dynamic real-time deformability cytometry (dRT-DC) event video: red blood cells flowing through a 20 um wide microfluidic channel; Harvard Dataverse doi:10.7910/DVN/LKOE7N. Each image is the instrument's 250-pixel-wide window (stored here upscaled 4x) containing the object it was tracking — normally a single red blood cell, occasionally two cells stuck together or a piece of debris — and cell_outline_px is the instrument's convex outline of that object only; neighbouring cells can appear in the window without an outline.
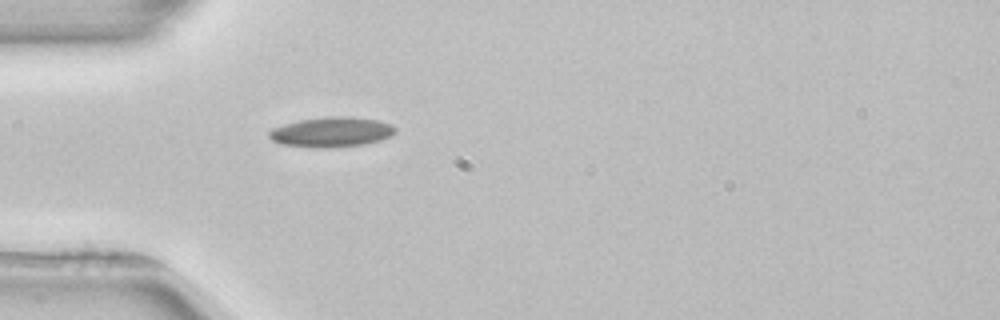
{"species": "common noctule bat (a hibernating species)", "species_latin": "Nyctalus noctula", "temperature_condition": "room temperature", "stored_images_in_passage": 35, "camera_frame_rate_fps": 3000, "um_per_image_px": 0.085, "animal": {"sex": "female", "body_mass_g": 22.7, "forearm_length_mm": 54.2}, "frame": {"image": 1, "passage_image": 1, "time_ms": 0.0, "image_size_px": [1000, 320], "cell_outline_px": [[396, 132], [392, 136], [380, 140], [364, 144], [328, 148], [312, 148], [280, 144], [272, 140], [268, 136], [268, 132], [272, 128], [284, 124], [300, 120], [332, 116], [348, 116], [376, 120], [392, 124], [396, 128]], "centroid_in_image_um": [28.17, 11.23], "position_along_channel_um": 56.8, "area_um2": 22.2}}
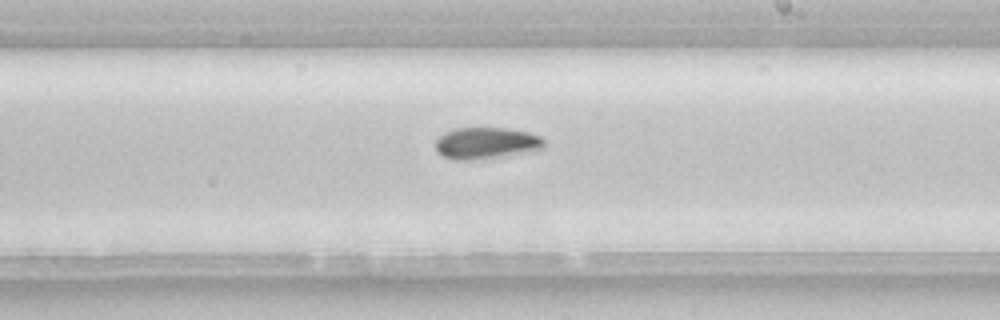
{"frame": {"image": 2, "passage_image": 16, "time_ms": 5.0, "image_size_px": [1000, 320], "cell_outline_px": [[544, 148], [536, 152], [472, 160], [456, 160], [444, 156], [436, 152], [436, 140], [444, 132], [456, 128], [504, 128], [528, 132], [540, 136], [544, 140]], "centroid_in_image_um": [41.36, 12.18], "position_along_channel_um": 247.6, "area_um2": 20.23}, "authors_computed_cell_mechanics": {"area_um2": 19.4208, "velocity_mm_per_s": 3.9278, "shape_relaxation_time_tau1_ms": 4.5723, "shape_relaxation_time_tau2_ms": null, "deformation_change_tau1": 0.1036, "deformation_change_tau2": null}}